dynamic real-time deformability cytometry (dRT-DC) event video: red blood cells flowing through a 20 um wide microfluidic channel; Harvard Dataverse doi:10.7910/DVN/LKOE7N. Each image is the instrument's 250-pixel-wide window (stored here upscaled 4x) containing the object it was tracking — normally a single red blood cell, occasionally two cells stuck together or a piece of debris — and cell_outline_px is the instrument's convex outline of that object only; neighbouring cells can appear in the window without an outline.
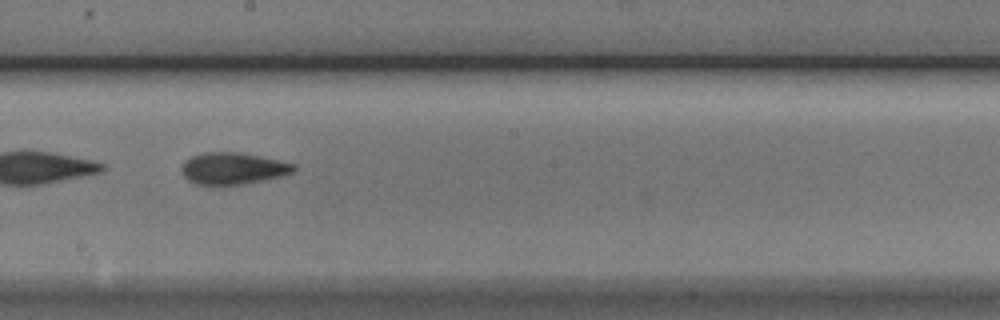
{"species": "Egyptian fruit bat (a non-hibernating species)", "species_latin": "Rousettus aegyptiacus", "temperature_condition": "cold", "stored_images_in_passage": 30, "camera_frame_rate_fps": 3000, "um_per_image_px": 0.085, "animal": {"sex": "male"}, "frame": {"image": 1, "passage_image": 13, "time_ms": 4.0, "image_size_px": [1000, 320], "cell_outline_px": [[296, 168], [292, 172], [280, 176], [240, 184], [208, 188], [196, 184], [188, 180], [180, 172], [180, 168], [184, 160], [192, 156], [204, 152], [240, 152], [280, 160], [296, 164]], "centroid_in_image_um": [19.71, 14.34], "position_along_channel_um": 228.5, "area_um2": 21.27}}